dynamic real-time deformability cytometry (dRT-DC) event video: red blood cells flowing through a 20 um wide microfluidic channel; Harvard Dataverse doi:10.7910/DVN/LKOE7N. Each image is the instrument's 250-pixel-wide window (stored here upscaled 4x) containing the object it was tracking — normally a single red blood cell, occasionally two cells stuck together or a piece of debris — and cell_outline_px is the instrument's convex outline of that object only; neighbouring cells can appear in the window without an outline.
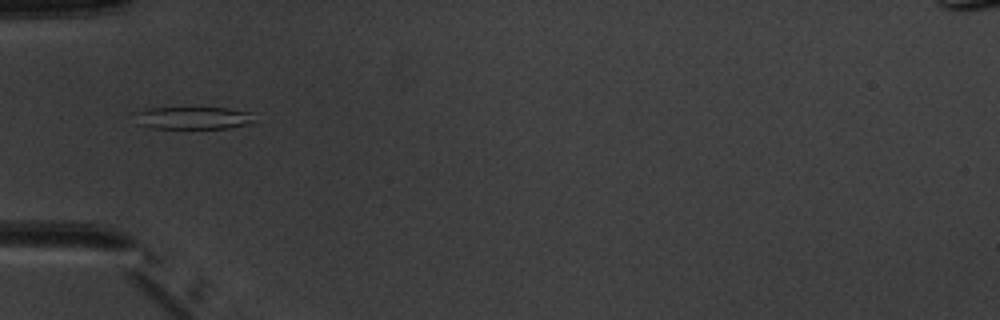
{"species": "common noctule bat (a hibernating species)", "species_latin": "Nyctalus noctula", "temperature_condition": "warm", "stored_images_in_passage": 5, "camera_frame_rate_fps": 3000, "um_per_image_px": 0.085, "animal": {"sex": "male", "body_mass_g": 20.1, "forearm_length_mm": 53.5}, "frame": {"image": 1, "passage_image": 4, "time_ms": 4.333, "image_size_px": [1000, 320], "cell_outline_px": [[256, 120], [252, 124], [228, 128], [152, 128], [136, 124], [132, 112], [144, 108], [228, 108], [252, 112]], "centroid_in_image_um": [16.39, 10.02], "position_along_channel_um": 68.6, "area_um2": 16.13}}